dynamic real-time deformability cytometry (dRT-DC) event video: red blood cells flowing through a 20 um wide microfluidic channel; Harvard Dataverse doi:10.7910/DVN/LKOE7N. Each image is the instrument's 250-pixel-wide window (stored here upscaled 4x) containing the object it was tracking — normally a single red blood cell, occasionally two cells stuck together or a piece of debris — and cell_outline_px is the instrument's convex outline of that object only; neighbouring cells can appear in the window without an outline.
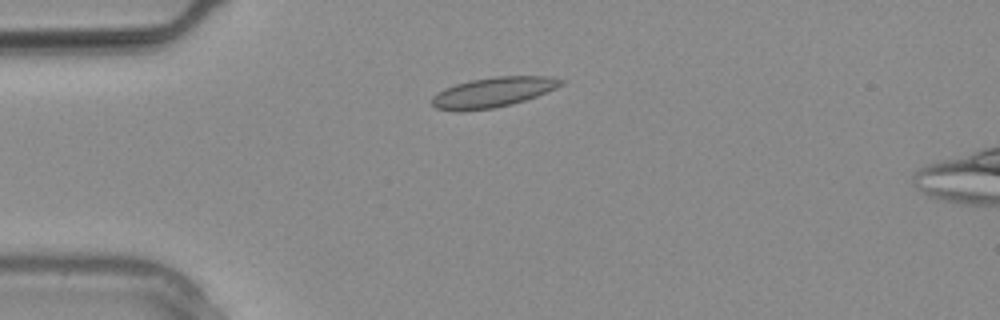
{"species": "common noctule bat (a hibernating species)", "species_latin": "Nyctalus noctula", "temperature_condition": "warm", "stored_images_in_passage": 3, "camera_frame_rate_fps": 3000, "um_per_image_px": 0.085, "animal": {"sex": "male", "body_mass_g": 20.4}, "frame": {"image": 1, "passage_image": 1, "time_ms": 0.0, "image_size_px": [1000, 320], "cell_outline_px": [[564, 84], [556, 88], [536, 96], [512, 104], [492, 108], [460, 112], [456, 112], [436, 108], [432, 104], [432, 96], [444, 88], [456, 84], [472, 80], [496, 76], [548, 76], [564, 80]], "centroid_in_image_um": [41.88, 7.85], "position_along_channel_um": 43.1, "area_um2": 22.54}}